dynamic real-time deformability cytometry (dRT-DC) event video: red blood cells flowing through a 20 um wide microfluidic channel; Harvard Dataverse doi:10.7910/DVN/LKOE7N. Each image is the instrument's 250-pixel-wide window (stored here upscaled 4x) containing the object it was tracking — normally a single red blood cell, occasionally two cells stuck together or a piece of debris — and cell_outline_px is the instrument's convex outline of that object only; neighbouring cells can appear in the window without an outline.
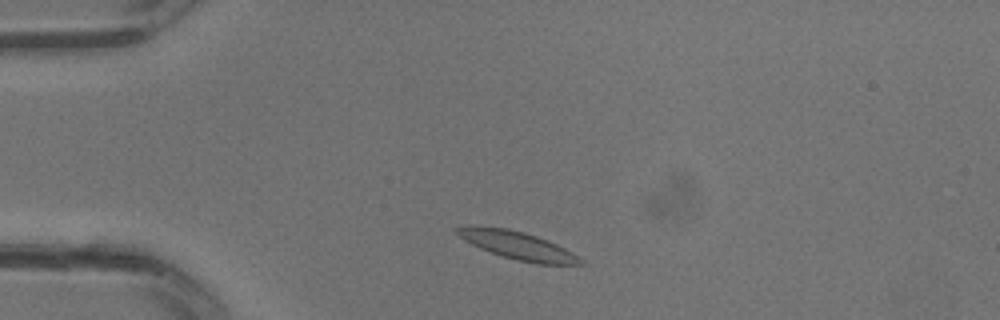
{"species": "common noctule bat (a hibernating species)", "species_latin": "Nyctalus noctula", "temperature_condition": "warm", "stored_images_in_passage": 27, "camera_frame_rate_fps": 3000, "um_per_image_px": 0.085, "animal": {"sex": "male", "body_mass_g": 13.3}, "frame": {"image": 1, "passage_image": 3, "time_ms": 0.667, "image_size_px": [1000, 320], "cell_outline_px": [[584, 264], [536, 264], [516, 260], [480, 248], [464, 240], [452, 232], [456, 228], [468, 224], [508, 228], [524, 232], [548, 240], [580, 256], [584, 260]], "centroid_in_image_um": [43.95, 20.83], "position_along_channel_um": 41.0, "area_um2": 20.29}}
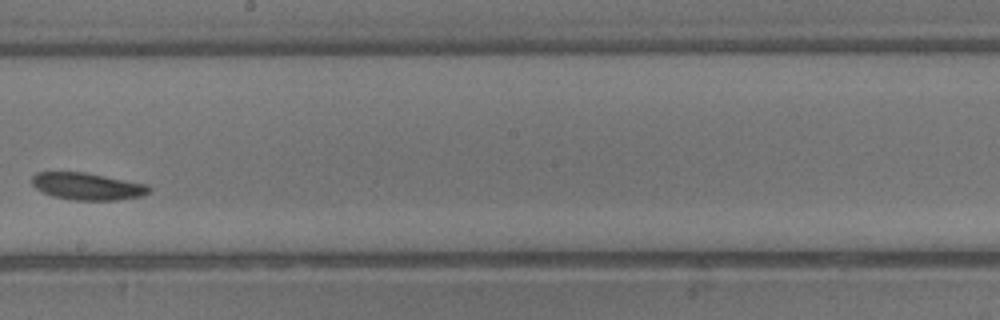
{"frame": {"image": 2, "passage_image": 14, "time_ms": 4.333, "image_size_px": [1000, 320], "cell_outline_px": [[152, 188], [148, 192], [140, 196], [116, 200], [76, 200], [52, 196], [36, 188], [32, 184], [32, 176], [36, 172], [84, 172], [148, 184]], "centroid_in_image_um": [7.43, 15.83], "position_along_channel_um": 240.8, "area_um2": 18.38}}
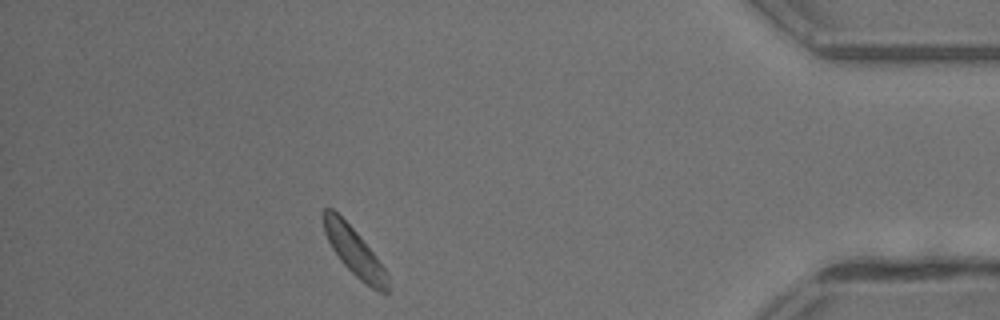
{"frame": {"image": 3, "passage_image": 24, "time_ms": 7.667, "image_size_px": [1000, 320], "cell_outline_px": [[388, 292], [380, 292], [372, 288], [360, 280], [340, 260], [332, 248], [324, 232], [324, 208], [332, 208], [356, 232], [376, 256], [388, 272]], "centroid_in_image_um": [30.14, 21.42], "position_along_channel_um": 405.1, "area_um2": 17.51}}